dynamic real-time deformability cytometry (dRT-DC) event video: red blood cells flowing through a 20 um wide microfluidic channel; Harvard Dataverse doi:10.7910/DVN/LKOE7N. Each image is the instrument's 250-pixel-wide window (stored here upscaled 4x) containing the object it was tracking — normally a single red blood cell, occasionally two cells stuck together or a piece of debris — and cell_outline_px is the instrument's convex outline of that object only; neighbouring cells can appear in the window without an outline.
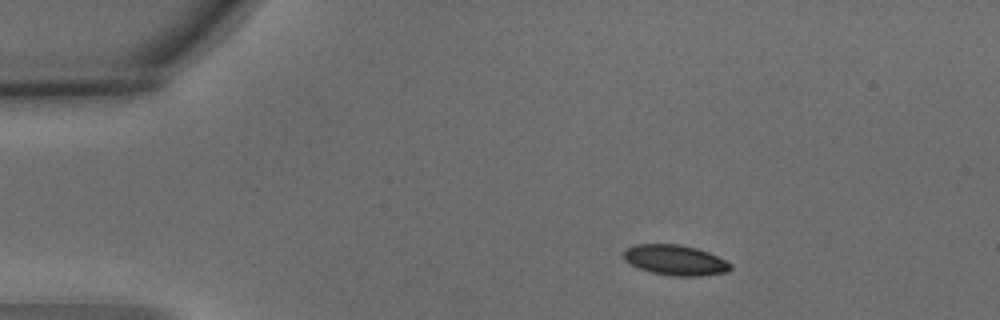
{"species": "common noctule bat (a hibernating species)", "species_latin": "Nyctalus noctula", "temperature_condition": "warm", "stored_images_in_passage": 2, "camera_frame_rate_fps": 3000, "um_per_image_px": 0.085, "animal": {"sex": "male", "body_mass_g": 15.6}, "frame": {"image": 1, "passage_image": 1, "time_ms": 0.0, "image_size_px": [1000, 320], "cell_outline_px": [[732, 268], [724, 272], [700, 276], [676, 276], [652, 272], [640, 268], [624, 260], [624, 248], [636, 244], [680, 244], [696, 248], [708, 252], [732, 264]], "centroid_in_image_um": [57.38, 22.09], "position_along_channel_um": 27.6, "area_um2": 18.67}}